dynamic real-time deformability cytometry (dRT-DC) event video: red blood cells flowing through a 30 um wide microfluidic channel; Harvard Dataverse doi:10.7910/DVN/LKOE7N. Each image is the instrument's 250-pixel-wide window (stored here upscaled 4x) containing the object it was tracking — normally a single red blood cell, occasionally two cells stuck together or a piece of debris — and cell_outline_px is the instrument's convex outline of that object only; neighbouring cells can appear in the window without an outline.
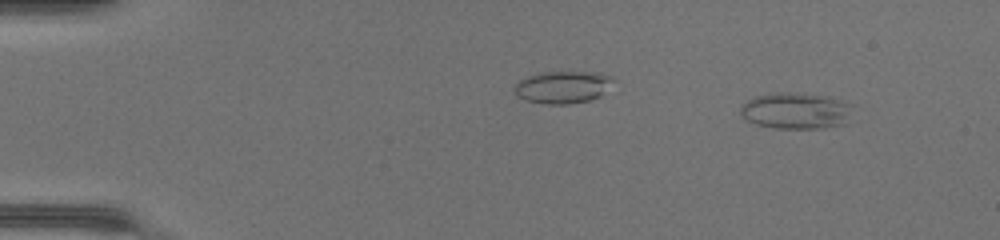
{"species": "common noctule bat (a hibernating species)", "species_latin": "Nyctalus noctula", "temperature_condition": "warm", "stored_images_in_passage": 47, "camera_frame_rate_fps": 3000, "um_per_image_px": 0.085, "animal": {"sex": "female", "body_mass_g": 17.0, "forearm_length_mm": 48.0}, "frame": {"image": 1, "passage_image": 4, "time_ms": 1.0, "image_size_px": [1000, 240], "cell_outline_px": [[852, 104], [844, 124], [824, 128], [772, 128], [756, 124], [748, 120], [740, 112], [740, 108], [748, 100], [756, 96], [788, 92], [824, 96], [840, 100]], "centroid_in_image_um": [67.63, 9.43], "position_along_channel_um": 17.4, "area_um2": 23.18}}
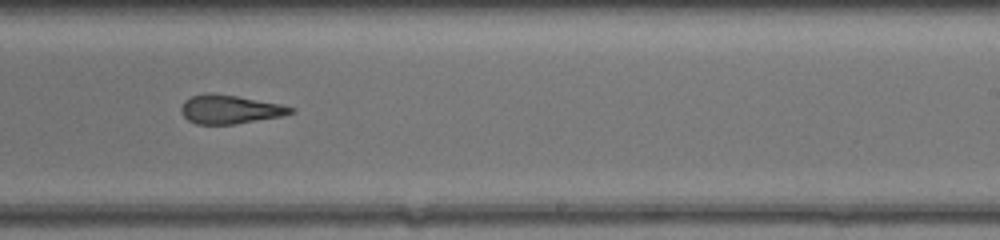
{"frame": {"image": 2, "passage_image": 30, "time_ms": 9.667, "image_size_px": [1000, 240], "cell_outline_px": [[296, 112], [280, 116], [236, 124], [196, 124], [188, 120], [180, 112], [180, 108], [184, 100], [192, 96], [208, 92], [212, 92], [236, 96], [280, 104], [296, 108]], "centroid_in_image_um": [19.52, 9.29], "position_along_channel_um": 269.5, "area_um2": 18.38}}
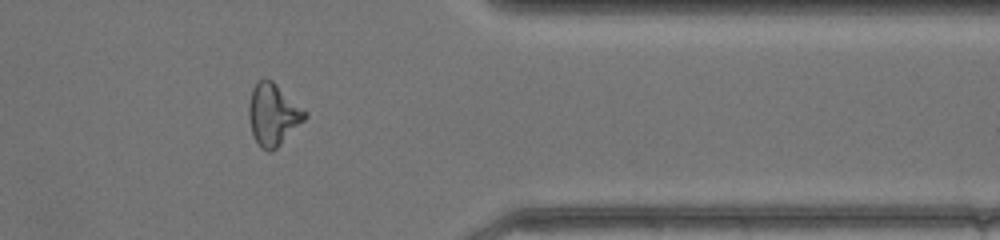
{"frame": {"image": 3, "passage_image": 39, "time_ms": 12.667, "image_size_px": [1000, 240], "cell_outline_px": [[308, 116], [272, 152], [268, 152], [260, 148], [252, 132], [248, 116], [248, 104], [252, 88], [264, 76], [272, 80], [308, 112]], "centroid_in_image_um": [23.2, 9.71], "position_along_channel_um": 388.2, "area_um2": 20.23}, "authors_computed_cell_mechanics": {"area_um2": 20.0566, "velocity_mm_per_s": 4.3663, "shape_relaxation_time_tau1_ms": null, "shape_relaxation_time_tau2_ms": 2.0728, "deformation_change_tau1": null, "deformation_change_tau2": 0.1086}}